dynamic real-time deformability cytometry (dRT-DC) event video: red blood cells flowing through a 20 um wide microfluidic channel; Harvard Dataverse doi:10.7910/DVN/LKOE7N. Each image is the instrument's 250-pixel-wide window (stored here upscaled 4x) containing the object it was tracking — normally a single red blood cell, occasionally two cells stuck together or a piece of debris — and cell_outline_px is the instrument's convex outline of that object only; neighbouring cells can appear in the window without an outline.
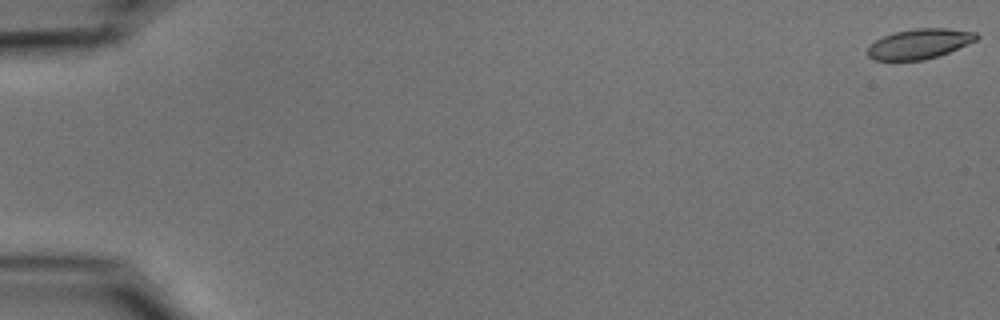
{"species": "common noctule bat (a hibernating species)", "species_latin": "Nyctalus noctula", "temperature_condition": "cold", "stored_images_in_passage": 55, "camera_frame_rate_fps": 3000, "um_per_image_px": 0.085, "animal": {"sex": "male", "body_mass_g": 15.6}, "frame": {"image": 1, "passage_image": 1, "time_ms": 0.0, "image_size_px": [1000, 320], "cell_outline_px": [[980, 36], [976, 40], [948, 52], [924, 60], [876, 60], [868, 56], [864, 52], [876, 40], [892, 32], [912, 28], [948, 28], [976, 32]], "centroid_in_image_um": [78.13, 3.71], "position_along_channel_um": 6.9, "area_um2": 19.02}}
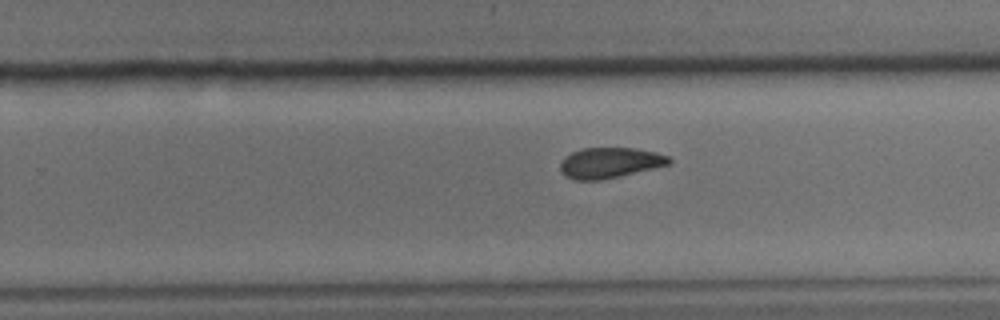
{"frame": {"image": 2, "passage_image": 36, "time_ms": 11.667, "image_size_px": [1000, 320], "cell_outline_px": [[672, 164], [620, 176], [600, 180], [572, 180], [564, 176], [560, 172], [560, 164], [564, 156], [572, 152], [584, 148], [632, 148], [656, 152], [668, 156], [672, 160]], "centroid_in_image_um": [51.82, 13.84], "position_along_channel_um": 278.0, "area_um2": 19.54}}
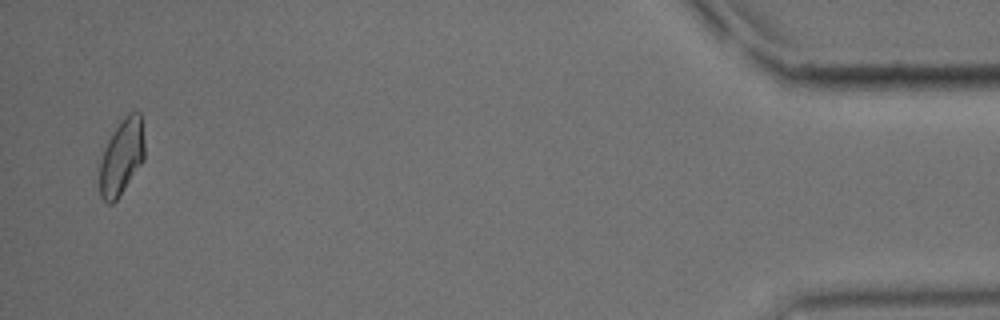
{"frame": {"image": 3, "passage_image": 54, "time_ms": 17.667, "image_size_px": [1000, 320], "cell_outline_px": [[144, 160], [120, 196], [112, 204], [108, 204], [100, 196], [100, 164], [104, 148], [112, 132], [120, 120], [128, 112], [140, 112], [144, 144]], "centroid_in_image_um": [10.34, 13.34], "position_along_channel_um": 424.9, "area_um2": 19.88}, "authors_computed_cell_mechanics": {"area_um2": 20.0566, "velocity_mm_per_s": 3.7213, "shape_relaxation_time_tau1_ms": 5.9804, "shape_relaxation_time_tau2_ms": 4.1816, "deformation_change_tau1": 0.1758, "deformation_change_tau2": 0.1006}}